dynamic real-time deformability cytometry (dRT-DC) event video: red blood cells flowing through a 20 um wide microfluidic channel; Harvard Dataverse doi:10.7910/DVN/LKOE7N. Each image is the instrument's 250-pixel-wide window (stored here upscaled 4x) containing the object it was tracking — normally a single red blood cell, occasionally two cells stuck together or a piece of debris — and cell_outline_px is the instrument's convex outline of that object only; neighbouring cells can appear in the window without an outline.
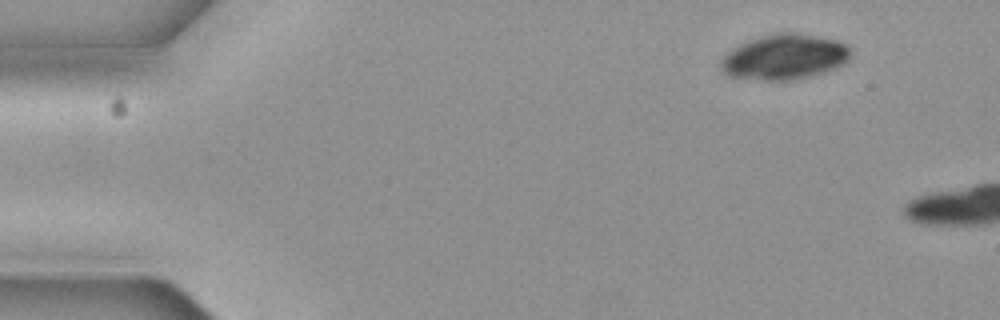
{"species": "common noctule bat (a hibernating species)", "species_latin": "Nyctalus noctula", "temperature_condition": "cold", "stored_images_in_passage": 2, "camera_frame_rate_fps": 3000, "um_per_image_px": 0.085, "animal": {"sex": "female", "body_mass_g": 19.3, "forearm_length_mm": 54.1}, "frame": {"image": 1, "passage_image": 1, "time_ms": 0.0, "image_size_px": [1000, 320], "cell_outline_px": [[852, 56], [844, 64], [836, 68], [824, 72], [808, 76], [788, 80], [760, 80], [728, 76], [720, 68], [720, 60], [732, 48], [748, 40], [760, 36], [776, 32], [800, 32], [840, 40], [852, 52]], "centroid_in_image_um": [66.69, 4.82], "position_along_channel_um": 18.3, "area_um2": 34.62}}